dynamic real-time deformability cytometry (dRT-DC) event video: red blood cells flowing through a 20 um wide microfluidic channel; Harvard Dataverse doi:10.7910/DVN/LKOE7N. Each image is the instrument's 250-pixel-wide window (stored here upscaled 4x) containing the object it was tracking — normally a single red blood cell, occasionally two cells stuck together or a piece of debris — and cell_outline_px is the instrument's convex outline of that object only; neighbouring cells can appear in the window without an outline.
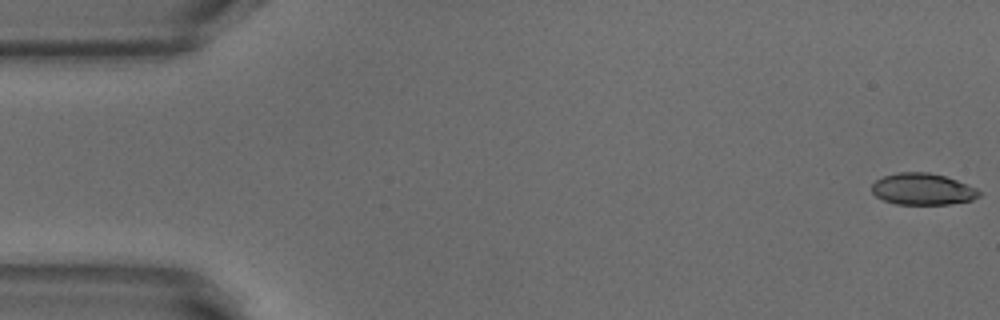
{"species": "common noctule bat (a hibernating species)", "species_latin": "Nyctalus noctula", "temperature_condition": "warm", "stored_images_in_passage": 51, "camera_frame_rate_fps": 3000, "um_per_image_px": 0.085, "animal": {"sex": "male", "body_mass_g": 18.8}, "frame": {"image": 1, "passage_image": 1, "time_ms": 0.0, "image_size_px": [1000, 320], "cell_outline_px": [[984, 192], [980, 196], [972, 200], [948, 204], [896, 204], [884, 200], [876, 196], [872, 192], [872, 184], [876, 180], [884, 176], [900, 172], [928, 172], [944, 176], [956, 180], [976, 188]], "centroid_in_image_um": [78.45, 16.08], "position_along_channel_um": 6.6, "area_um2": 19.71}}
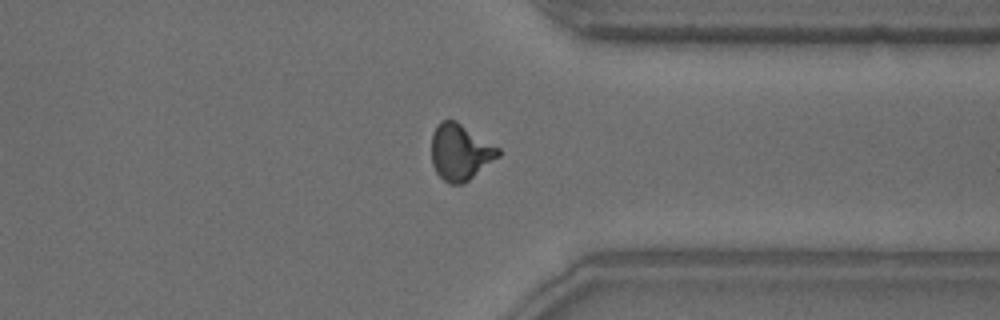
{"frame": {"image": 2, "passage_image": 40, "time_ms": 13.0, "image_size_px": [1000, 320], "cell_outline_px": [[500, 156], [464, 184], [448, 184], [436, 172], [432, 164], [432, 132], [440, 120], [456, 120], [500, 148]], "centroid_in_image_um": [39.12, 12.93], "position_along_channel_um": 372.3, "area_um2": 22.02}}
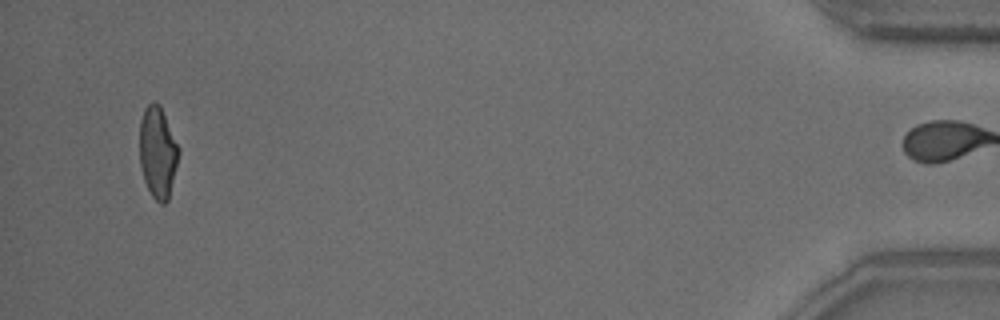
{"frame": {"image": 3, "passage_image": 50, "time_ms": 16.333, "image_size_px": [1000, 320], "cell_outline_px": [[180, 152], [168, 200], [164, 204], [160, 204], [152, 196], [144, 180], [140, 164], [140, 120], [144, 108], [152, 100], [160, 104], [180, 148]], "centroid_in_image_um": [13.41, 12.92], "position_along_channel_um": 421.8, "area_um2": 20.98}, "authors_computed_cell_mechanics": {"area_um2": 21.2126, "velocity_mm_per_s": 3.8701, "shape_relaxation_time_tau1_ms": 4.9472, "shape_relaxation_time_tau2_ms": 1.2839, "deformation_change_tau1": 0.1638, "deformation_change_tau2": 0.0843}}